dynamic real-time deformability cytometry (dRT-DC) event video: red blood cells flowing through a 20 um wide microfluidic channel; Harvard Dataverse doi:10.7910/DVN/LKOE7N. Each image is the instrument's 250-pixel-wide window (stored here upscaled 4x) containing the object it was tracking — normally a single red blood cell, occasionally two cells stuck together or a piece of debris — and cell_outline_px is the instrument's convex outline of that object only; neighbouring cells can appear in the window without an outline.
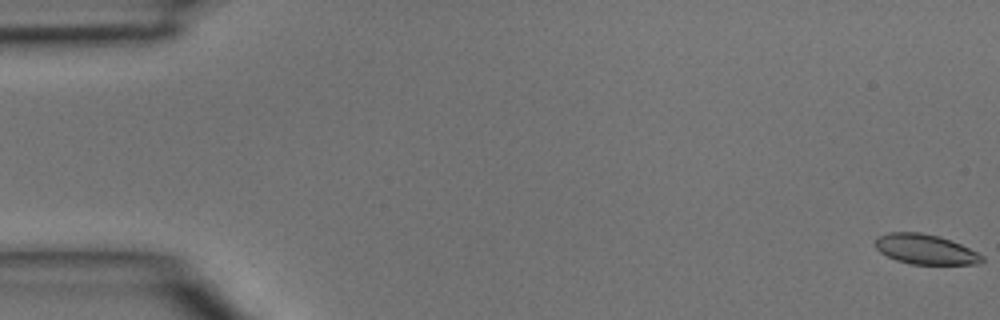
{"species": "common noctule bat (a hibernating species)", "species_latin": "Nyctalus noctula", "temperature_condition": "room temperature", "stored_images_in_passage": 5, "camera_frame_rate_fps": 3000, "um_per_image_px": 0.085, "animal": {"sex": "male", "body_mass_g": 15.6}, "frame": {"image": 1, "passage_image": 1, "time_ms": 0.0, "image_size_px": [1000, 320], "cell_outline_px": [[984, 260], [980, 264], [912, 264], [896, 260], [880, 252], [876, 248], [876, 240], [880, 236], [888, 232], [920, 232], [940, 236], [960, 244], [984, 256]], "centroid_in_image_um": [78.67, 21.19], "position_along_channel_um": 6.3, "area_um2": 18.5}}